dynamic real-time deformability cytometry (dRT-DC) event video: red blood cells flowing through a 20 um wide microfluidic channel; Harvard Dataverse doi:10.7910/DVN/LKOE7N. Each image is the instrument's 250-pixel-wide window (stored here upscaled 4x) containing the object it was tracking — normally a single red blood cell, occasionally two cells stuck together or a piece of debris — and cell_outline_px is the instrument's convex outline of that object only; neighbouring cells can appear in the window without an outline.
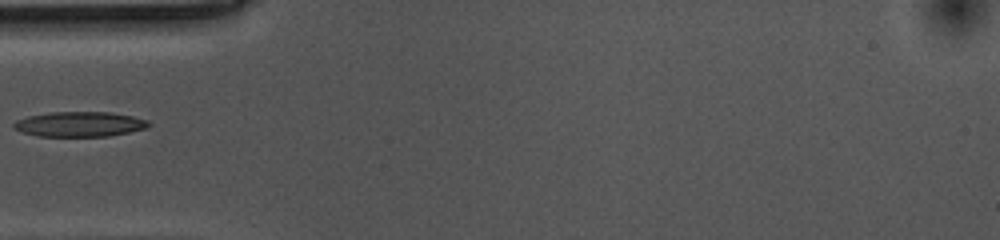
{"species": "common noctule bat (a hibernating species)", "species_latin": "Nyctalus noctula", "temperature_condition": "cold", "stored_images_in_passage": 39, "camera_frame_rate_fps": 3000, "um_per_image_px": 0.085, "animal": {"sex": "female", "body_mass_g": 10.0, "forearm_length_mm": 53.1}, "frame": {"image": 1, "passage_image": 1, "time_ms": 0.0, "image_size_px": [1000, 240], "cell_outline_px": [[152, 124], [144, 128], [128, 132], [108, 136], [36, 136], [12, 128], [12, 124], [16, 120], [28, 116], [52, 112], [112, 112], [132, 116], [148, 120]], "centroid_in_image_um": [6.75, 10.55], "position_along_channel_um": 78.2, "area_um2": 19.59}}
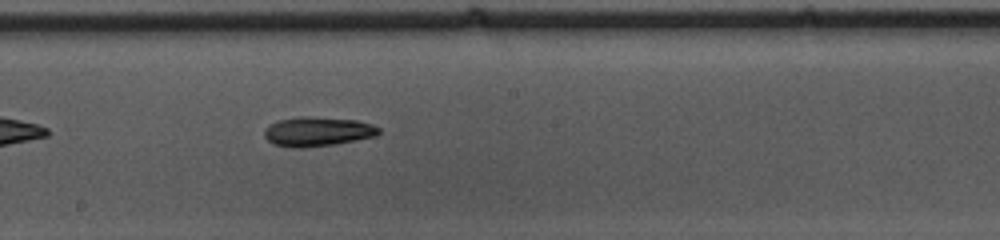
{"frame": {"image": 2, "passage_image": 13, "time_ms": 4.0, "image_size_px": [1000, 240], "cell_outline_px": [[380, 132], [376, 136], [336, 144], [300, 148], [288, 148], [272, 144], [264, 136], [264, 128], [268, 124], [280, 120], [300, 116], [312, 116], [356, 120], [372, 124], [380, 128]], "centroid_in_image_um": [26.96, 11.18], "position_along_channel_um": 221.2, "area_um2": 19.88}}
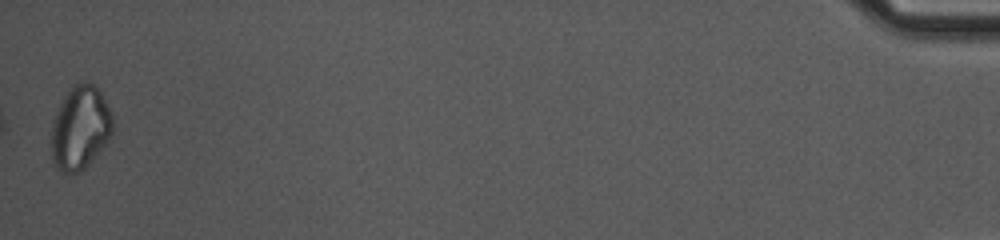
{"frame": {"image": 3, "passage_image": 39, "time_ms": 12.667, "image_size_px": [1000, 240], "cell_outline_px": [[112, 136], [88, 164], [80, 172], [64, 172], [52, 160], [52, 124], [56, 112], [64, 96], [76, 84], [84, 80], [92, 84], [100, 92], [112, 112]], "centroid_in_image_um": [6.83, 10.84], "position_along_channel_um": 428.4, "area_um2": 29.36}}